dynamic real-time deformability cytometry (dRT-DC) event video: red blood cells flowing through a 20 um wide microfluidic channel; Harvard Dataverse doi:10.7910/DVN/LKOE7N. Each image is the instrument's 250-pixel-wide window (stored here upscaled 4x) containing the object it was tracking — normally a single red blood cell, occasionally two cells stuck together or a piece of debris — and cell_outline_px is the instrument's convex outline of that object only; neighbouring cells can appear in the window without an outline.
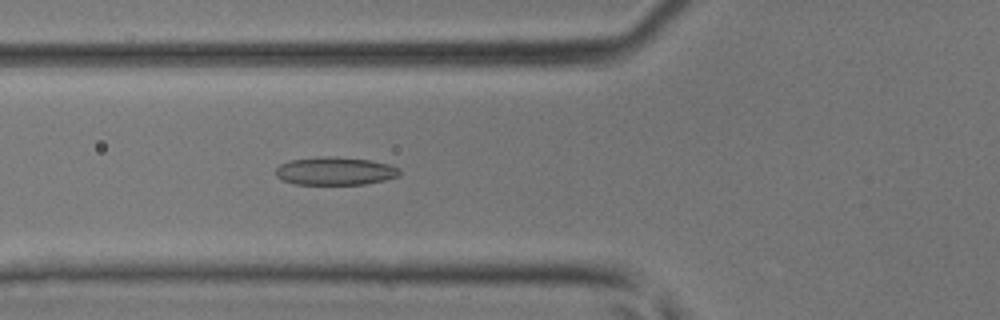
{"species": "common noctule bat (a hibernating species)", "species_latin": "Nyctalus noctula", "temperature_condition": "room temperature", "stored_images_in_passage": 47, "camera_frame_rate_fps": 3000, "um_per_image_px": 0.085, "animal": {"sex": "male", "body_mass_g": 17.9, "forearm_length_mm": 54.2}, "frame": {"image": 1, "passage_image": 18, "time_ms": 5.667, "image_size_px": [1000, 320], "cell_outline_px": [[400, 176], [384, 180], [364, 184], [296, 184], [284, 180], [276, 176], [276, 168], [280, 164], [288, 160], [320, 156], [336, 156], [372, 160], [392, 164], [400, 168]], "centroid_in_image_um": [28.52, 14.52], "position_along_channel_um": 97.3, "area_um2": 20.52}}
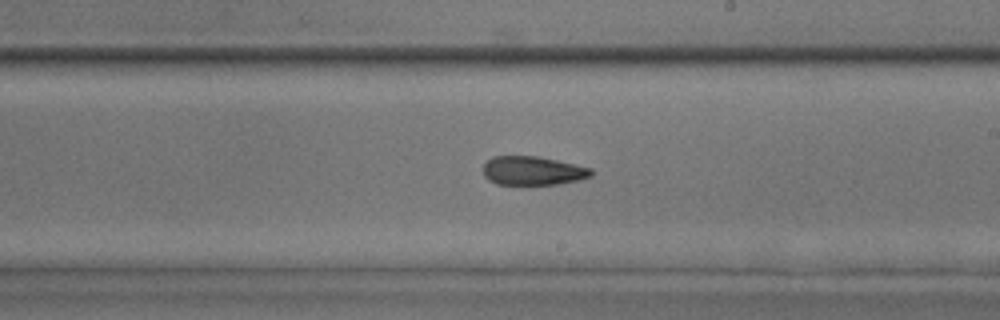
{"frame": {"image": 2, "passage_image": 28, "time_ms": 9.0, "image_size_px": [1000, 320], "cell_outline_px": [[592, 176], [580, 180], [560, 184], [496, 184], [488, 180], [484, 176], [484, 164], [492, 156], [540, 156], [592, 168]], "centroid_in_image_um": [45.3, 14.51], "position_along_channel_um": 243.7, "area_um2": 18.26}}
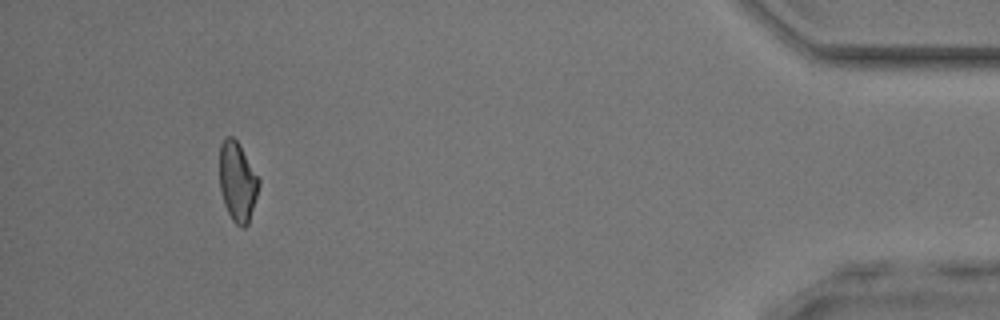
{"frame": {"image": 3, "passage_image": 44, "time_ms": 14.333, "image_size_px": [1000, 320], "cell_outline_px": [[260, 184], [248, 224], [244, 228], [240, 228], [232, 220], [224, 204], [220, 188], [220, 144], [228, 136], [232, 136], [240, 144], [260, 180]], "centroid_in_image_um": [20.19, 15.45], "position_along_channel_um": 415.0, "area_um2": 18.15}}